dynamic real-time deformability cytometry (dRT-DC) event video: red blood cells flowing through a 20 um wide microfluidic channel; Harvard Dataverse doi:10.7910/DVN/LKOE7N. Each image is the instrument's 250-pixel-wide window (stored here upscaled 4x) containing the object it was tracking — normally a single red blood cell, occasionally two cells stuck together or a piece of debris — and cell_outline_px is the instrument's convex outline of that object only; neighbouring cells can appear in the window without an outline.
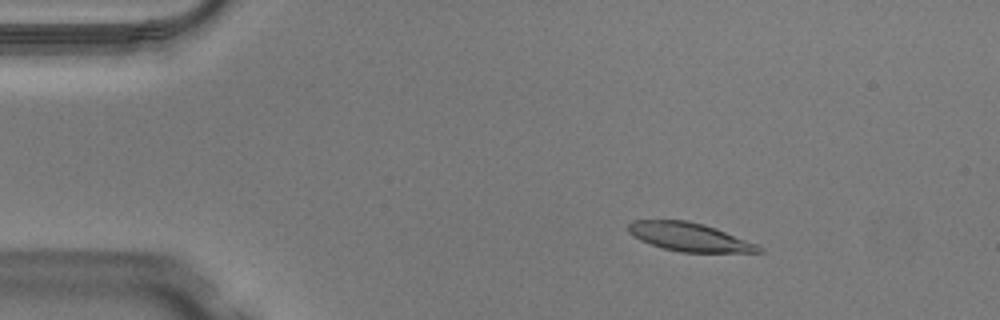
{"species": "Egyptian fruit bat (a non-hibernating species)", "species_latin": "Rousettus aegyptiacus", "temperature_condition": "warm", "stored_images_in_passage": 50, "camera_frame_rate_fps": 3000, "um_per_image_px": 0.085, "animal": {"sex": "male"}, "frame": {"image": 1, "passage_image": 8, "time_ms": 2.333, "image_size_px": [1000, 320], "cell_outline_px": [[764, 252], [680, 252], [664, 248], [640, 240], [628, 232], [628, 224], [632, 220], [688, 220], [704, 224], [716, 228], [756, 244], [764, 248]], "centroid_in_image_um": [58.59, 20.13], "position_along_channel_um": 26.4, "area_um2": 21.5}}
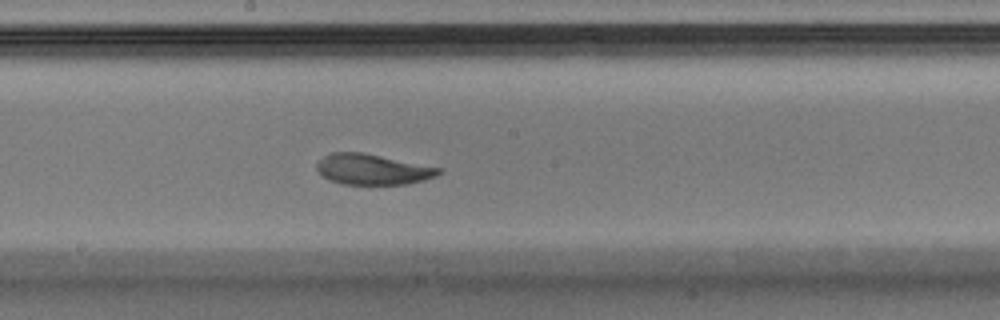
{"frame": {"image": 2, "passage_image": 27, "time_ms": 8.667, "image_size_px": [1000, 320], "cell_outline_px": [[444, 168], [436, 176], [424, 180], [408, 184], [344, 184], [328, 180], [316, 168], [316, 164], [324, 156], [332, 152], [364, 152]], "centroid_in_image_um": [31.7, 14.39], "position_along_channel_um": 216.5, "area_um2": 21.85}}
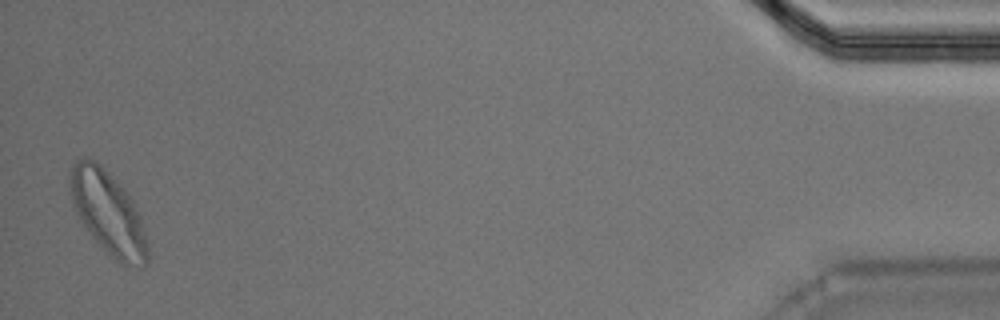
{"frame": {"image": 3, "passage_image": 49, "time_ms": 16.0, "image_size_px": [1000, 320], "cell_outline_px": [[148, 260], [144, 264], [120, 264], [92, 236], [76, 212], [72, 200], [68, 176], [72, 164], [80, 156], [84, 156], [100, 164], [108, 172], [132, 200], [140, 220], [148, 244]], "centroid_in_image_um": [9.14, 18.03], "position_along_channel_um": 426.1, "area_um2": 36.53}, "authors_computed_cell_mechanics": {"area_um2": 22.3108, "velocity_mm_per_s": 4.0503, "shape_relaxation_time_tau1_ms": 2.8178, "shape_relaxation_time_tau2_ms": 3.3737, "deformation_change_tau1": 0.166, "deformation_change_tau2": 0.1047}}